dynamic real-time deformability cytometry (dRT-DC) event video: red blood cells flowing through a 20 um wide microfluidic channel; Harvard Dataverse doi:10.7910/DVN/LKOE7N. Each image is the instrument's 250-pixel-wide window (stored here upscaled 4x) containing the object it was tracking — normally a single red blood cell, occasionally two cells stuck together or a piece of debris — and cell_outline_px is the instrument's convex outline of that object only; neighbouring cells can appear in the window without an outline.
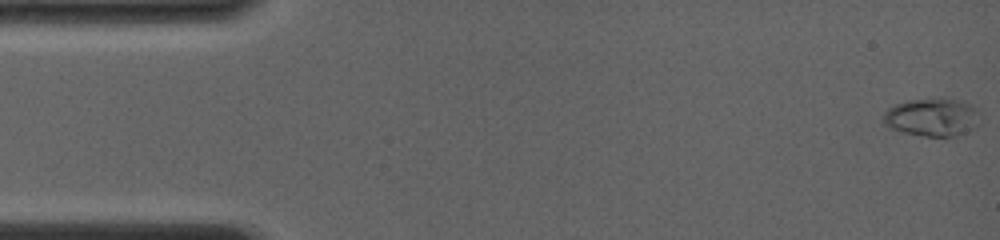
{"species": "common noctule bat (a hibernating species)", "species_latin": "Nyctalus noctula", "temperature_condition": "room temperature", "stored_images_in_passage": 72, "camera_frame_rate_fps": 4000, "um_per_image_px": 0.085, "animal": {"sex": "female", "body_mass_g": 19.0, "forearm_length_mm": 56.7}, "frame": {"image": 1, "passage_image": 1, "time_ms": 0.0, "image_size_px": [1000, 240], "cell_outline_px": [[980, 112], [976, 128], [956, 136], [924, 136], [904, 132], [888, 128], [880, 120], [884, 112], [888, 108], [896, 104], [916, 100], [944, 100], [964, 104]], "centroid_in_image_um": [79.15, 10.03], "position_along_channel_um": 5.8, "area_um2": 20.69}}
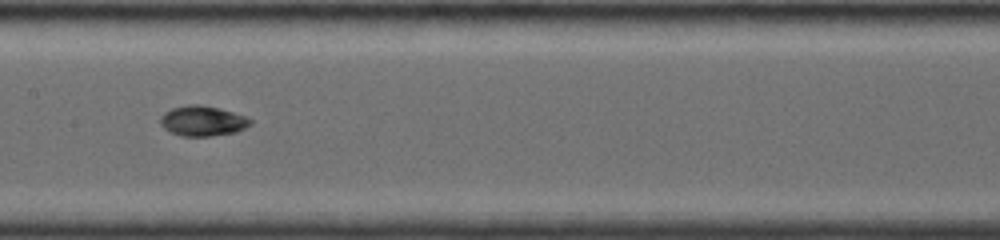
{"frame": {"image": 2, "passage_image": 41, "time_ms": 7.75, "image_size_px": [1000, 240], "cell_outline_px": [[252, 124], [236, 132], [212, 136], [180, 136], [164, 128], [160, 124], [160, 116], [164, 112], [172, 108], [188, 104], [200, 104], [232, 112], [244, 116], [252, 120]], "centroid_in_image_um": [17.2, 10.28], "position_along_channel_um": 190.2, "area_um2": 15.78}}
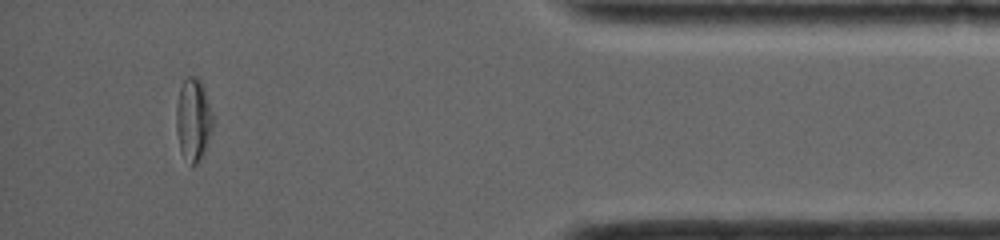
{"frame": {"image": 3, "passage_image": 70, "time_ms": 14.25, "image_size_px": [1000, 240], "cell_outline_px": [[216, 120], [208, 144], [200, 164], [192, 164], [180, 148], [176, 128], [176, 108], [180, 88], [184, 80], [188, 76], [196, 76], [200, 80], [204, 88]], "centroid_in_image_um": [16.49, 10.16], "position_along_channel_um": 418.7, "area_um2": 17.92}}